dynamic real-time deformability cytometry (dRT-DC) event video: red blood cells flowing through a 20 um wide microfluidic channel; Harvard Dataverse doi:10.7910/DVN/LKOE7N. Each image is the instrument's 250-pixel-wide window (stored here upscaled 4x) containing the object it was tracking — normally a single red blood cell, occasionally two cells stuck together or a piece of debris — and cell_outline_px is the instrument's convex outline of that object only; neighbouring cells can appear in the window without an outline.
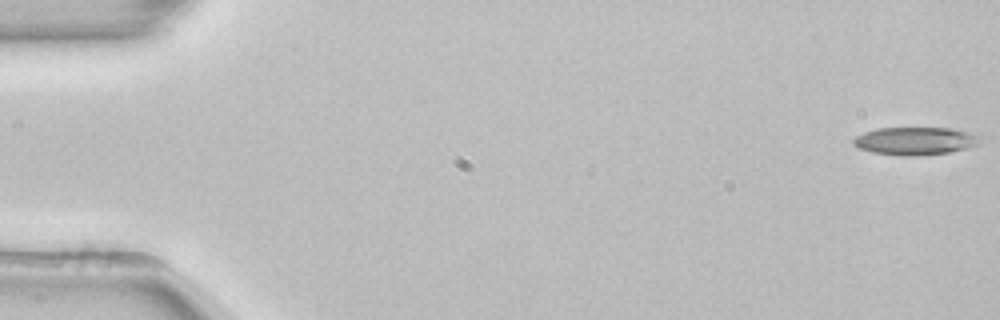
{"species": "common noctule bat (a hibernating species)", "species_latin": "Nyctalus noctula", "temperature_condition": "room temperature", "stored_images_in_passage": 50, "camera_frame_rate_fps": 3000, "um_per_image_px": 0.085, "animal": {"sex": "female", "body_mass_g": 22.7, "forearm_length_mm": 54.2}, "frame": {"image": 1, "passage_image": 1, "time_ms": 0.0, "image_size_px": [1000, 320], "cell_outline_px": [[980, 136], [976, 144], [964, 148], [948, 152], [916, 156], [900, 156], [872, 152], [860, 148], [852, 144], [852, 140], [856, 136], [864, 132], [876, 128], [952, 128], [980, 132]], "centroid_in_image_um": [77.8, 11.96], "position_along_channel_um": 7.2, "area_um2": 20.69}}
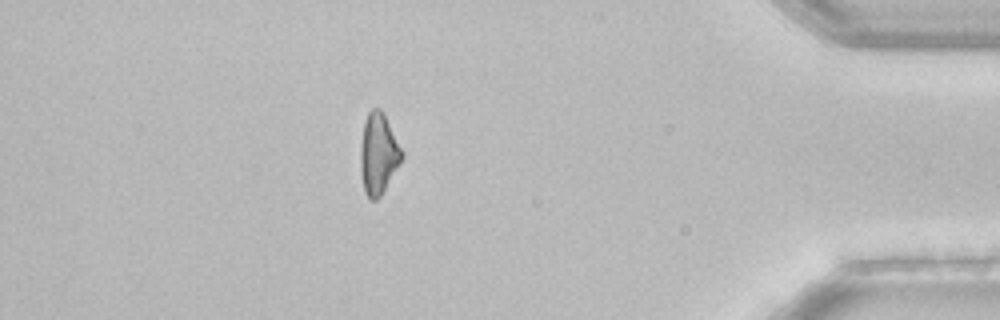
{"frame": {"image": 2, "passage_image": 47, "time_ms": 15.333, "image_size_px": [1000, 320], "cell_outline_px": [[404, 156], [400, 164], [380, 196], [376, 200], [368, 200], [364, 192], [360, 168], [360, 148], [364, 124], [368, 112], [372, 108], [380, 108], [404, 152]], "centroid_in_image_um": [32.16, 13.1], "position_along_channel_um": 403.0, "area_um2": 19.48}, "authors_computed_cell_mechanics": {"area_um2": 20.7213, "velocity_mm_per_s": 3.8865, "shape_relaxation_time_tau1_ms": 4.1806, "shape_relaxation_time_tau2_ms": null, "deformation_change_tau1": 0.1325, "deformation_change_tau2": null}}